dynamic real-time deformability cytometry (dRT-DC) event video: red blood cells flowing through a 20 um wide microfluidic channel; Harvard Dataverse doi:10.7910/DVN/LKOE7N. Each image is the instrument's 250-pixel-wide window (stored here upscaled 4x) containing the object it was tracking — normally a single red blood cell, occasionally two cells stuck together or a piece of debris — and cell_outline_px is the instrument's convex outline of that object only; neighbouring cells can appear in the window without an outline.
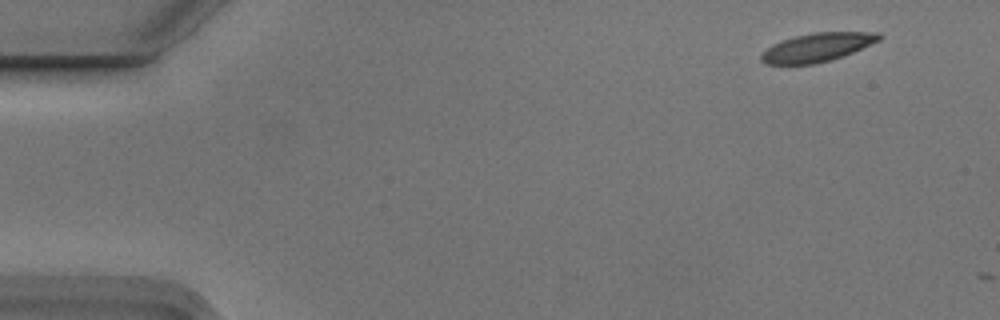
{"species": "Egyptian fruit bat (a non-hibernating species)", "species_latin": "Rousettus aegyptiacus", "temperature_condition": "cold", "stored_images_in_passage": 2, "camera_frame_rate_fps": 3000, "um_per_image_px": 0.085, "animal": {"sex": "male"}, "frame": {"image": 1, "passage_image": 1, "time_ms": 0.0, "image_size_px": [1000, 320], "cell_outline_px": [[884, 36], [880, 40], [844, 56], [832, 60], [816, 64], [764, 64], [760, 60], [760, 56], [772, 44], [796, 36], [812, 32], [880, 32]], "centroid_in_image_um": [69.5, 4.02], "position_along_channel_um": 15.5, "area_um2": 19.71}}